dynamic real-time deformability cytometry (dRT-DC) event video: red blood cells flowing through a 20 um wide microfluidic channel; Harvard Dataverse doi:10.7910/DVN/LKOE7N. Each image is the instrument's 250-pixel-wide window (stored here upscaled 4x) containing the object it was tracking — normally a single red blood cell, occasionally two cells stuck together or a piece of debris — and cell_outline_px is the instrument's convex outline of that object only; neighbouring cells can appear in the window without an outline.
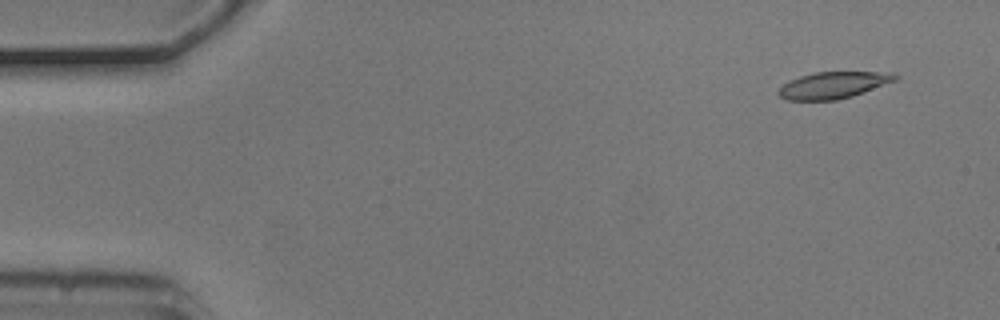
{"species": "common noctule bat (a hibernating species)", "species_latin": "Nyctalus noctula", "temperature_condition": "cold", "stored_images_in_passage": 10, "camera_frame_rate_fps": 3000, "um_per_image_px": 0.085, "animal": {"sex": "male", "body_mass_g": 20.5, "forearm_length_mm": 52.5}, "frame": {"image": 1, "passage_image": 1, "time_ms": 0.0, "image_size_px": [1000, 320], "cell_outline_px": [[900, 76], [896, 80], [864, 92], [852, 96], [836, 100], [788, 100], [780, 96], [776, 92], [784, 84], [800, 76], [816, 72], [896, 72]], "centroid_in_image_um": [70.87, 7.23], "position_along_channel_um": 14.1, "area_um2": 18.03}}
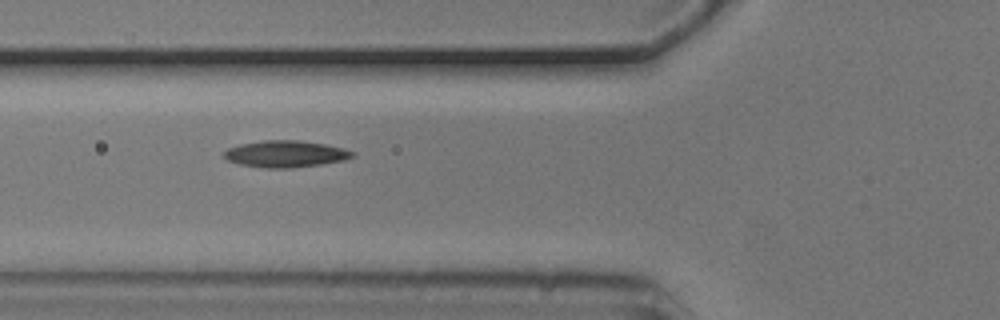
{"frame": {"image": 2, "passage_image": 5, "time_ms": 1.333, "image_size_px": [1000, 320], "cell_outline_px": [[356, 152], [352, 156], [344, 160], [320, 164], [292, 168], [264, 168], [240, 164], [228, 160], [224, 156], [224, 152], [228, 148], [240, 144], [264, 140], [300, 140], [324, 144], [344, 148]], "centroid_in_image_um": [24.27, 13.08], "position_along_channel_um": 101.5, "area_um2": 19.88}}
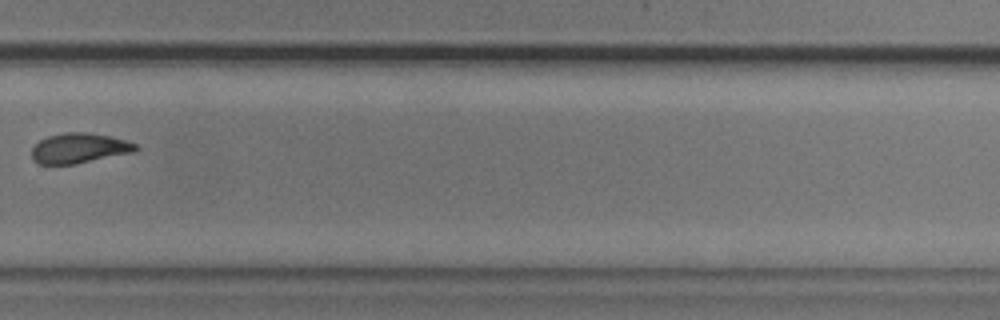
{"frame": {"image": 3, "passage_image": 10, "time_ms": 3.0, "image_size_px": [1000, 320], "cell_outline_px": [[140, 148], [132, 152], [76, 164], [36, 164], [32, 160], [32, 148], [40, 140], [48, 136], [64, 132], [84, 132], [108, 136], [124, 140], [136, 144]], "centroid_in_image_um": [6.69, 12.6], "position_along_channel_um": 323.1, "area_um2": 18.09}}